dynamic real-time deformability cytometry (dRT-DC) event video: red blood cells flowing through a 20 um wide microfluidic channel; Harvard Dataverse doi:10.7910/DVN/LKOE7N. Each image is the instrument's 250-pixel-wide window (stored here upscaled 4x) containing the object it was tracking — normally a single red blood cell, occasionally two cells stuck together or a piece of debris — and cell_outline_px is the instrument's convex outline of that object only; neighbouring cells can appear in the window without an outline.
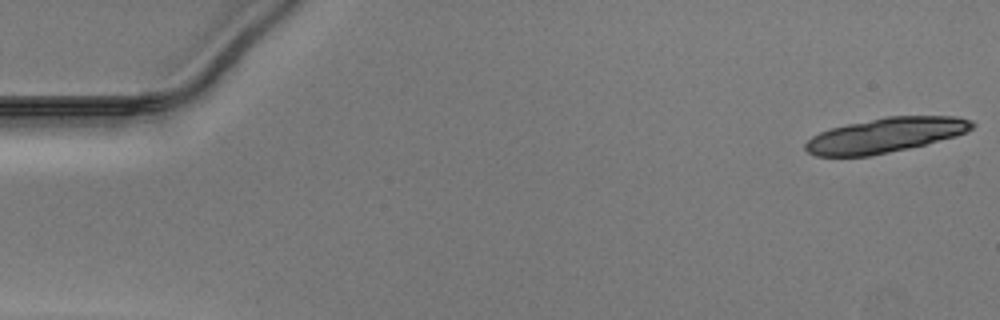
{"species": "Egyptian fruit bat (a non-hibernating species)", "species_latin": "Rousettus aegyptiacus", "temperature_condition": "warm", "stored_images_in_passage": 7, "camera_frame_rate_fps": 3000, "um_per_image_px": 0.085, "animal": {"sex": "male"}, "frame": {"image": 1, "passage_image": 1, "time_ms": 0.0, "image_size_px": [1000, 320], "cell_outline_px": [[976, 124], [972, 128], [956, 136], [908, 148], [868, 156], [816, 156], [808, 152], [804, 148], [804, 144], [812, 136], [820, 132], [832, 128], [848, 124], [884, 116], [956, 116], [972, 120]], "centroid_in_image_um": [75.26, 11.48], "position_along_channel_um": 9.7, "area_um2": 33.52}}